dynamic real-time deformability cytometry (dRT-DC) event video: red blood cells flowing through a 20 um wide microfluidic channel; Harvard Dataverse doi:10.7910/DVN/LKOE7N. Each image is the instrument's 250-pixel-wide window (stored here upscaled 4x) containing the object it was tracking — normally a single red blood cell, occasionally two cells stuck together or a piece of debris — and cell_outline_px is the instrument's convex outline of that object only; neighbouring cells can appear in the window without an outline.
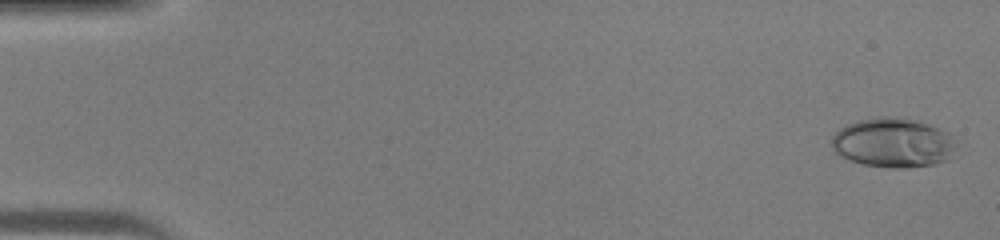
{"species": "human", "species_latin": "Homo sapiens", "temperature_condition": "warm", "stored_images_in_passage": 46, "camera_frame_rate_fps": 3000, "um_per_image_px": 0.085, "donor": {"sex": "male"}, "frame": {"image": 1, "passage_image": 2, "time_ms": 0.333, "image_size_px": [1000, 240], "cell_outline_px": [[952, 144], [948, 160], [936, 164], [904, 168], [896, 168], [864, 164], [840, 156], [832, 148], [832, 136], [840, 128], [848, 124], [860, 120], [876, 116], [888, 116], [920, 120], [944, 132], [948, 136]], "centroid_in_image_um": [75.83, 12.12], "position_along_channel_um": 9.2, "area_um2": 35.2}}
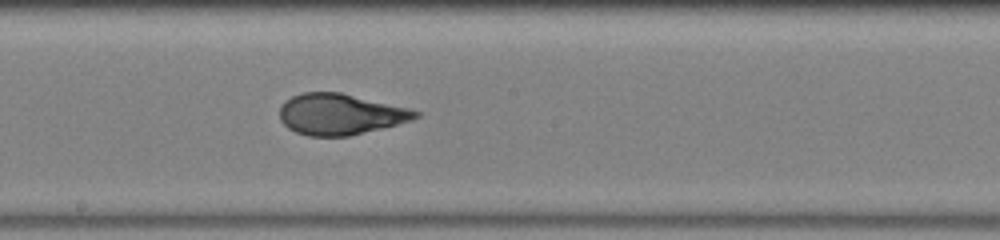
{"frame": {"image": 2, "passage_image": 26, "time_ms": 8.333, "image_size_px": [1000, 240], "cell_outline_px": [[420, 116], [412, 120], [348, 136], [308, 136], [296, 132], [288, 128], [280, 120], [280, 108], [284, 100], [292, 96], [304, 92], [340, 92], [408, 108], [420, 112]], "centroid_in_image_um": [28.88, 9.7], "position_along_channel_um": 219.3, "area_um2": 32.19}}
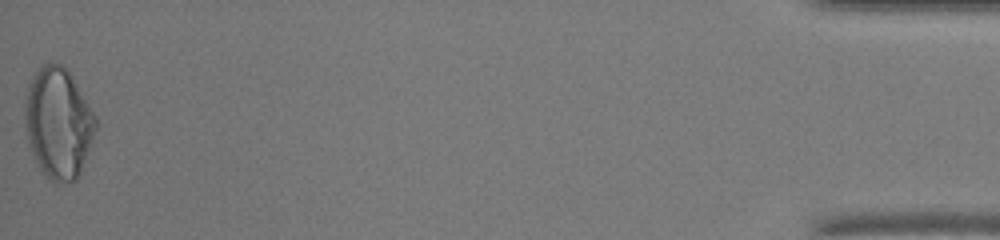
{"frame": {"image": 3, "passage_image": 46, "time_ms": 15.0, "image_size_px": [1000, 240], "cell_outline_px": [[96, 128], [80, 172], [76, 180], [56, 184], [48, 180], [40, 168], [32, 152], [28, 140], [24, 116], [24, 104], [28, 84], [32, 76], [40, 64], [60, 64], [72, 76], [96, 116]], "centroid_in_image_um": [4.93, 10.45], "position_along_channel_um": 430.3, "area_um2": 45.43}}